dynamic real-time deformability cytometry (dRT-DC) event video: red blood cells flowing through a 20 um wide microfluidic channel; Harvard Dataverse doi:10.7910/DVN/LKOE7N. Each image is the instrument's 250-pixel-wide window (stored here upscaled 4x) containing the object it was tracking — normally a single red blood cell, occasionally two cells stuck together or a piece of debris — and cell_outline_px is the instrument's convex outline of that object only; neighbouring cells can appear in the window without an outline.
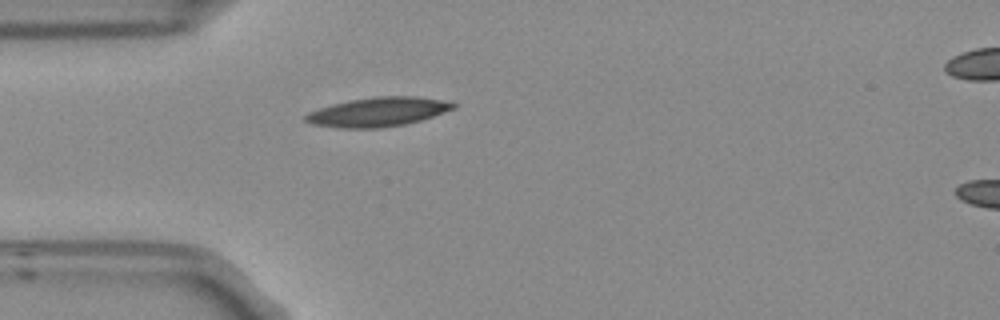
{"species": "Egyptian fruit bat (a non-hibernating species)", "species_latin": "Rousettus aegyptiacus", "temperature_condition": "room temperature", "stored_images_in_passage": 5, "camera_frame_rate_fps": 3000, "um_per_image_px": 0.085, "frame": {"image": 1, "passage_image": 4, "time_ms": 1.0, "image_size_px": [1000, 320], "cell_outline_px": [[460, 104], [456, 108], [420, 120], [404, 124], [380, 128], [340, 128], [312, 124], [304, 120], [304, 116], [308, 112], [332, 104], [348, 100], [372, 96], [420, 96], [452, 100]], "centroid_in_image_um": [32.2, 9.49], "position_along_channel_um": 52.8, "area_um2": 25.55}}